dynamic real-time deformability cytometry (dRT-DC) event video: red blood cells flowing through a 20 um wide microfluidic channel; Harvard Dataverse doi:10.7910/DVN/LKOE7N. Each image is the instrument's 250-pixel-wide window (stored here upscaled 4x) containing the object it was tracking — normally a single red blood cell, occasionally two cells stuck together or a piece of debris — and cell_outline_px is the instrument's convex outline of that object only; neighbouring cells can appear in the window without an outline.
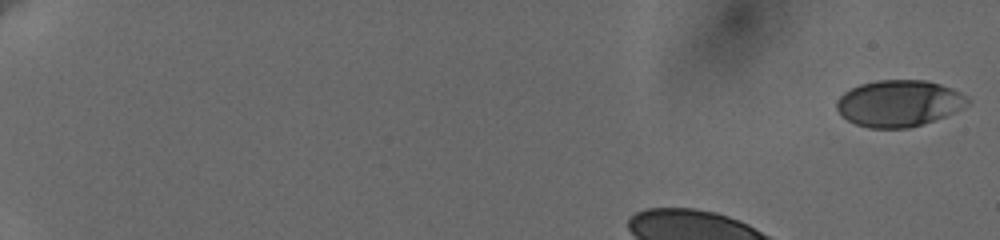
{"species": "human", "species_latin": "Homo sapiens", "temperature_condition": "cold", "stored_images_in_passage": 45, "camera_frame_rate_fps": 3000, "um_per_image_px": 0.085, "donor": {"sex": "female"}, "frame": {"image": 1, "passage_image": 1, "time_ms": 0.0, "image_size_px": [1000, 240], "cell_outline_px": [[972, 104], [944, 116], [908, 128], [868, 128], [856, 124], [840, 116], [836, 108], [836, 100], [844, 92], [860, 84], [876, 80], [924, 80], [940, 84], [952, 88], [968, 96], [972, 100]], "centroid_in_image_um": [76.41, 8.77], "position_along_channel_um": 8.6, "area_um2": 35.66}}
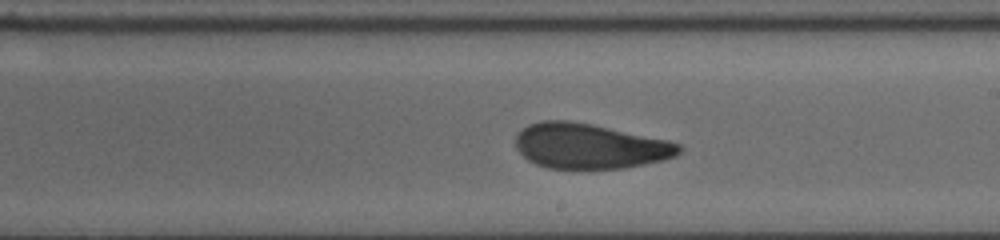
{"frame": {"image": 2, "passage_image": 30, "time_ms": 9.667, "image_size_px": [1000, 240], "cell_outline_px": [[684, 148], [676, 156], [664, 160], [624, 168], [548, 168], [536, 164], [528, 160], [516, 148], [516, 132], [528, 124], [540, 120], [568, 120], [668, 140], [680, 144]], "centroid_in_image_um": [50.1, 12.42], "position_along_channel_um": 238.9, "area_um2": 42.83}}
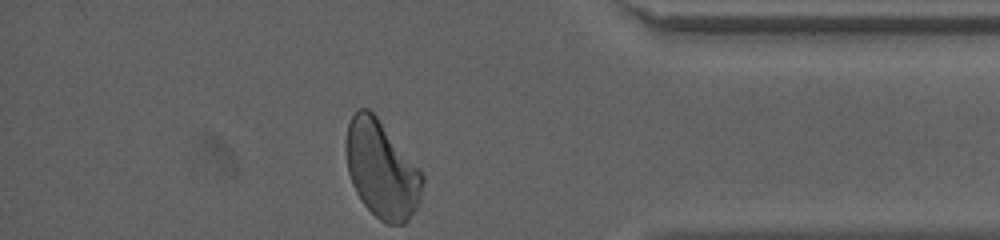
{"frame": {"image": 3, "passage_image": 45, "time_ms": 14.667, "image_size_px": [1000, 240], "cell_outline_px": [[424, 180], [420, 200], [416, 208], [408, 220], [404, 224], [384, 224], [360, 200], [352, 184], [348, 172], [344, 148], [348, 124], [352, 116], [360, 108], [368, 108], [376, 116], [420, 168], [424, 176]], "centroid_in_image_um": [32.44, 14.42], "position_along_channel_um": 402.8, "area_um2": 43.47}, "authors_computed_cell_mechanics": {"area_um2": 43.35, "velocity_mm_per_s": 3.6261, "shape_relaxation_time_tau1_ms": 4.9874, "shape_relaxation_time_tau2_ms": 1.4718, "deformation_change_tau1": 0.1507, "deformation_change_tau2": 0.0621}}